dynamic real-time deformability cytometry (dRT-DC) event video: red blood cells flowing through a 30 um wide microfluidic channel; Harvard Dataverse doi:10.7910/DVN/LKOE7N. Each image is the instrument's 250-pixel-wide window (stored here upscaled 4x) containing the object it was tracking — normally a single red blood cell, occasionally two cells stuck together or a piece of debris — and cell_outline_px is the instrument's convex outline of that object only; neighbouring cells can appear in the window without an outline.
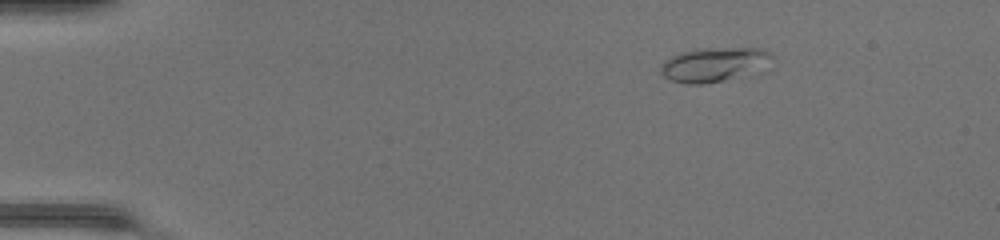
{"species": "common noctule bat (a hibernating species)", "species_latin": "Nyctalus noctula", "temperature_condition": "warm", "stored_images_in_passage": 43, "camera_frame_rate_fps": 3000, "um_per_image_px": 0.085, "animal": {"sex": "female", "body_mass_g": 17.0, "forearm_length_mm": 48.0}, "frame": {"image": 1, "passage_image": 2, "time_ms": 0.333, "image_size_px": [1000, 240], "cell_outline_px": [[772, 56], [724, 80], [700, 84], [688, 84], [672, 80], [664, 76], [660, 72], [660, 64], [672, 56], [680, 52], [704, 48], [756, 48], [768, 52]], "centroid_in_image_um": [60.4, 5.45], "position_along_channel_um": 24.6, "area_um2": 20.29}}
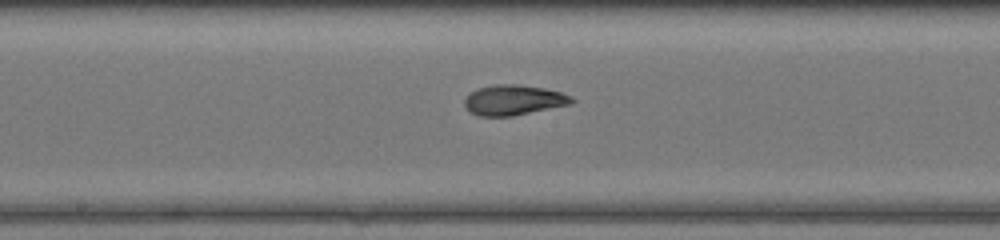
{"frame": {"image": 2, "passage_image": 21, "time_ms": 6.667, "image_size_px": [1000, 240], "cell_outline_px": [[576, 100], [572, 104], [512, 116], [480, 116], [472, 112], [464, 104], [464, 100], [476, 88], [496, 84], [520, 84], [544, 88], [560, 92], [572, 96]], "centroid_in_image_um": [43.7, 8.49], "position_along_channel_um": 204.5, "area_um2": 18.84}}
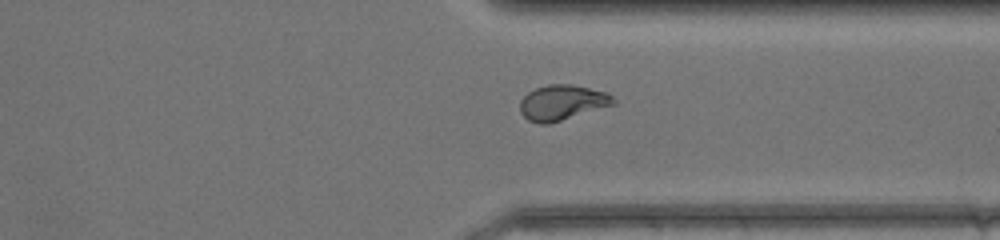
{"frame": {"image": 3, "passage_image": 32, "time_ms": 10.333, "image_size_px": [1000, 240], "cell_outline_px": [[616, 104], [548, 124], [540, 124], [528, 120], [520, 112], [520, 100], [528, 92], [536, 88], [548, 84], [572, 84], [604, 92], [612, 96], [616, 100]], "centroid_in_image_um": [47.77, 8.72], "position_along_channel_um": 363.6, "area_um2": 19.07}, "authors_computed_cell_mechanics": {"area_um2": 18.8428, "velocity_mm_per_s": 4.3424, "shape_relaxation_time_tau1_ms": 10.2008, "shape_relaxation_time_tau2_ms": 1.1566, "deformation_change_tau1": 0.3036, "deformation_change_tau2": 0.0663}}